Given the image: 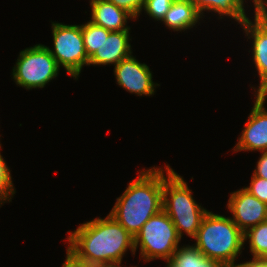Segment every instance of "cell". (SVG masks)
Listing matches in <instances>:
<instances>
[{
    "instance_id": "cell-24",
    "label": "cell",
    "mask_w": 267,
    "mask_h": 267,
    "mask_svg": "<svg viewBox=\"0 0 267 267\" xmlns=\"http://www.w3.org/2000/svg\"><path fill=\"white\" fill-rule=\"evenodd\" d=\"M255 176L267 179V151L261 152V157L257 162L256 169L253 171Z\"/></svg>"
},
{
    "instance_id": "cell-4",
    "label": "cell",
    "mask_w": 267,
    "mask_h": 267,
    "mask_svg": "<svg viewBox=\"0 0 267 267\" xmlns=\"http://www.w3.org/2000/svg\"><path fill=\"white\" fill-rule=\"evenodd\" d=\"M165 168L167 176L165 177L163 171L162 209L172 220L181 239L183 232L194 238L200 228L202 218L209 210L197 204L192 196V190L188 188L183 177L169 165Z\"/></svg>"
},
{
    "instance_id": "cell-3",
    "label": "cell",
    "mask_w": 267,
    "mask_h": 267,
    "mask_svg": "<svg viewBox=\"0 0 267 267\" xmlns=\"http://www.w3.org/2000/svg\"><path fill=\"white\" fill-rule=\"evenodd\" d=\"M194 239L195 248L224 267L235 266V260L244 247V232L231 217L215 214L212 211H208L202 218Z\"/></svg>"
},
{
    "instance_id": "cell-17",
    "label": "cell",
    "mask_w": 267,
    "mask_h": 267,
    "mask_svg": "<svg viewBox=\"0 0 267 267\" xmlns=\"http://www.w3.org/2000/svg\"><path fill=\"white\" fill-rule=\"evenodd\" d=\"M249 239L253 259L267 260V221L259 223L244 232V243Z\"/></svg>"
},
{
    "instance_id": "cell-13",
    "label": "cell",
    "mask_w": 267,
    "mask_h": 267,
    "mask_svg": "<svg viewBox=\"0 0 267 267\" xmlns=\"http://www.w3.org/2000/svg\"><path fill=\"white\" fill-rule=\"evenodd\" d=\"M91 22L98 26L115 32L130 30L127 26L128 19H134L128 12L118 8L107 0H91Z\"/></svg>"
},
{
    "instance_id": "cell-9",
    "label": "cell",
    "mask_w": 267,
    "mask_h": 267,
    "mask_svg": "<svg viewBox=\"0 0 267 267\" xmlns=\"http://www.w3.org/2000/svg\"><path fill=\"white\" fill-rule=\"evenodd\" d=\"M114 75L120 87L138 96L154 95L159 85L153 82L149 66L140 63L132 54L115 65Z\"/></svg>"
},
{
    "instance_id": "cell-2",
    "label": "cell",
    "mask_w": 267,
    "mask_h": 267,
    "mask_svg": "<svg viewBox=\"0 0 267 267\" xmlns=\"http://www.w3.org/2000/svg\"><path fill=\"white\" fill-rule=\"evenodd\" d=\"M139 176L129 182L124 193L109 215L119 222L133 237L142 226L162 210L163 204V169L140 170Z\"/></svg>"
},
{
    "instance_id": "cell-10",
    "label": "cell",
    "mask_w": 267,
    "mask_h": 267,
    "mask_svg": "<svg viewBox=\"0 0 267 267\" xmlns=\"http://www.w3.org/2000/svg\"><path fill=\"white\" fill-rule=\"evenodd\" d=\"M227 207L232 213L231 219L243 232L267 221V204L244 188L231 193Z\"/></svg>"
},
{
    "instance_id": "cell-21",
    "label": "cell",
    "mask_w": 267,
    "mask_h": 267,
    "mask_svg": "<svg viewBox=\"0 0 267 267\" xmlns=\"http://www.w3.org/2000/svg\"><path fill=\"white\" fill-rule=\"evenodd\" d=\"M261 202L267 204V179L252 175L250 186L244 188Z\"/></svg>"
},
{
    "instance_id": "cell-20",
    "label": "cell",
    "mask_w": 267,
    "mask_h": 267,
    "mask_svg": "<svg viewBox=\"0 0 267 267\" xmlns=\"http://www.w3.org/2000/svg\"><path fill=\"white\" fill-rule=\"evenodd\" d=\"M174 0H145L144 11L154 20L162 21Z\"/></svg>"
},
{
    "instance_id": "cell-8",
    "label": "cell",
    "mask_w": 267,
    "mask_h": 267,
    "mask_svg": "<svg viewBox=\"0 0 267 267\" xmlns=\"http://www.w3.org/2000/svg\"><path fill=\"white\" fill-rule=\"evenodd\" d=\"M256 100L233 151H267V95L255 94Z\"/></svg>"
},
{
    "instance_id": "cell-27",
    "label": "cell",
    "mask_w": 267,
    "mask_h": 267,
    "mask_svg": "<svg viewBox=\"0 0 267 267\" xmlns=\"http://www.w3.org/2000/svg\"><path fill=\"white\" fill-rule=\"evenodd\" d=\"M122 262H109L104 264H99L98 267H121Z\"/></svg>"
},
{
    "instance_id": "cell-5",
    "label": "cell",
    "mask_w": 267,
    "mask_h": 267,
    "mask_svg": "<svg viewBox=\"0 0 267 267\" xmlns=\"http://www.w3.org/2000/svg\"><path fill=\"white\" fill-rule=\"evenodd\" d=\"M181 238L170 217L162 209L153 215L134 237L135 252L140 246V257L145 262L169 260L179 248Z\"/></svg>"
},
{
    "instance_id": "cell-25",
    "label": "cell",
    "mask_w": 267,
    "mask_h": 267,
    "mask_svg": "<svg viewBox=\"0 0 267 267\" xmlns=\"http://www.w3.org/2000/svg\"><path fill=\"white\" fill-rule=\"evenodd\" d=\"M233 267H267V260L263 259H252L244 263L235 264Z\"/></svg>"
},
{
    "instance_id": "cell-15",
    "label": "cell",
    "mask_w": 267,
    "mask_h": 267,
    "mask_svg": "<svg viewBox=\"0 0 267 267\" xmlns=\"http://www.w3.org/2000/svg\"><path fill=\"white\" fill-rule=\"evenodd\" d=\"M199 14L204 16V11L216 12L222 16H228L237 21L240 25L249 19L245 14V0H191Z\"/></svg>"
},
{
    "instance_id": "cell-7",
    "label": "cell",
    "mask_w": 267,
    "mask_h": 267,
    "mask_svg": "<svg viewBox=\"0 0 267 267\" xmlns=\"http://www.w3.org/2000/svg\"><path fill=\"white\" fill-rule=\"evenodd\" d=\"M52 36L54 49L47 47L49 52L59 67H64L70 76L78 79L82 67L89 64L81 25L52 22Z\"/></svg>"
},
{
    "instance_id": "cell-6",
    "label": "cell",
    "mask_w": 267,
    "mask_h": 267,
    "mask_svg": "<svg viewBox=\"0 0 267 267\" xmlns=\"http://www.w3.org/2000/svg\"><path fill=\"white\" fill-rule=\"evenodd\" d=\"M59 70L47 46L36 44L20 52L12 76L16 85L29 90L45 87L58 76Z\"/></svg>"
},
{
    "instance_id": "cell-14",
    "label": "cell",
    "mask_w": 267,
    "mask_h": 267,
    "mask_svg": "<svg viewBox=\"0 0 267 267\" xmlns=\"http://www.w3.org/2000/svg\"><path fill=\"white\" fill-rule=\"evenodd\" d=\"M200 18L203 17L191 0H174L162 21L169 29L185 31L193 28Z\"/></svg>"
},
{
    "instance_id": "cell-23",
    "label": "cell",
    "mask_w": 267,
    "mask_h": 267,
    "mask_svg": "<svg viewBox=\"0 0 267 267\" xmlns=\"http://www.w3.org/2000/svg\"><path fill=\"white\" fill-rule=\"evenodd\" d=\"M66 253H67L66 260H65V263H63L62 267H98L97 264L79 260L68 249Z\"/></svg>"
},
{
    "instance_id": "cell-16",
    "label": "cell",
    "mask_w": 267,
    "mask_h": 267,
    "mask_svg": "<svg viewBox=\"0 0 267 267\" xmlns=\"http://www.w3.org/2000/svg\"><path fill=\"white\" fill-rule=\"evenodd\" d=\"M166 267H224L221 263L202 254L193 245L178 248L167 260Z\"/></svg>"
},
{
    "instance_id": "cell-19",
    "label": "cell",
    "mask_w": 267,
    "mask_h": 267,
    "mask_svg": "<svg viewBox=\"0 0 267 267\" xmlns=\"http://www.w3.org/2000/svg\"><path fill=\"white\" fill-rule=\"evenodd\" d=\"M0 148L1 144H0ZM10 168H8L3 156L0 153V206L11 201L12 195L15 194L16 189L14 188ZM11 195V197H10Z\"/></svg>"
},
{
    "instance_id": "cell-22",
    "label": "cell",
    "mask_w": 267,
    "mask_h": 267,
    "mask_svg": "<svg viewBox=\"0 0 267 267\" xmlns=\"http://www.w3.org/2000/svg\"><path fill=\"white\" fill-rule=\"evenodd\" d=\"M128 12L134 19L140 16L145 4V0H107Z\"/></svg>"
},
{
    "instance_id": "cell-28",
    "label": "cell",
    "mask_w": 267,
    "mask_h": 267,
    "mask_svg": "<svg viewBox=\"0 0 267 267\" xmlns=\"http://www.w3.org/2000/svg\"><path fill=\"white\" fill-rule=\"evenodd\" d=\"M260 0H253L252 2L254 3V7L255 9H257V3L259 2Z\"/></svg>"
},
{
    "instance_id": "cell-12",
    "label": "cell",
    "mask_w": 267,
    "mask_h": 267,
    "mask_svg": "<svg viewBox=\"0 0 267 267\" xmlns=\"http://www.w3.org/2000/svg\"><path fill=\"white\" fill-rule=\"evenodd\" d=\"M129 30L110 32L108 38L90 58L88 65H117L132 54Z\"/></svg>"
},
{
    "instance_id": "cell-11",
    "label": "cell",
    "mask_w": 267,
    "mask_h": 267,
    "mask_svg": "<svg viewBox=\"0 0 267 267\" xmlns=\"http://www.w3.org/2000/svg\"><path fill=\"white\" fill-rule=\"evenodd\" d=\"M241 26L248 39L252 38L253 41V62L260 77L255 93L267 95V24L257 15V9H255L254 21L246 19Z\"/></svg>"
},
{
    "instance_id": "cell-26",
    "label": "cell",
    "mask_w": 267,
    "mask_h": 267,
    "mask_svg": "<svg viewBox=\"0 0 267 267\" xmlns=\"http://www.w3.org/2000/svg\"><path fill=\"white\" fill-rule=\"evenodd\" d=\"M257 15L267 24V0H260L257 3Z\"/></svg>"
},
{
    "instance_id": "cell-1",
    "label": "cell",
    "mask_w": 267,
    "mask_h": 267,
    "mask_svg": "<svg viewBox=\"0 0 267 267\" xmlns=\"http://www.w3.org/2000/svg\"><path fill=\"white\" fill-rule=\"evenodd\" d=\"M68 235L67 249L85 262L97 265L122 262L129 248L135 255L134 237L110 215L85 222Z\"/></svg>"
},
{
    "instance_id": "cell-18",
    "label": "cell",
    "mask_w": 267,
    "mask_h": 267,
    "mask_svg": "<svg viewBox=\"0 0 267 267\" xmlns=\"http://www.w3.org/2000/svg\"><path fill=\"white\" fill-rule=\"evenodd\" d=\"M82 36L87 56L90 58L98 49H100L104 38H108L111 31L98 26L91 21L81 25Z\"/></svg>"
}]
</instances>
